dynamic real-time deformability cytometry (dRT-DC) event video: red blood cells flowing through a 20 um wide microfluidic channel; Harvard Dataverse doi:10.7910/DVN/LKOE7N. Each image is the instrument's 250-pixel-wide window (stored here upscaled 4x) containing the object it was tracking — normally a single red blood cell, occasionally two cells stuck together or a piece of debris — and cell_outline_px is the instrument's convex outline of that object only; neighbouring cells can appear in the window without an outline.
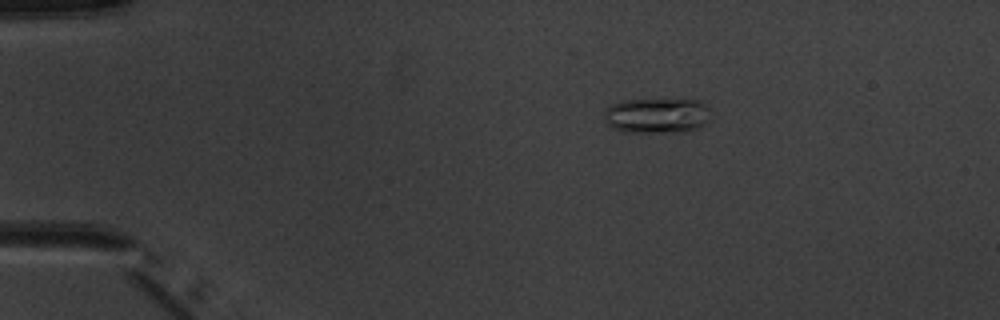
{"species": "common noctule bat (a hibernating species)", "species_latin": "Nyctalus noctula", "temperature_condition": "warm", "stored_images_in_passage": 4, "camera_frame_rate_fps": 3000, "um_per_image_px": 0.085, "animal": {"sex": "male", "body_mass_g": 20.1, "forearm_length_mm": 53.5}, "frame": {"image": 1, "passage_image": 3, "time_ms": 2.667, "image_size_px": [1000, 320], "cell_outline_px": [[708, 120], [704, 124], [688, 132], [628, 132], [612, 128], [604, 120], [604, 112], [612, 104], [620, 100], [688, 96], [700, 100], [708, 108]], "centroid_in_image_um": [55.87, 9.76], "position_along_channel_um": 29.1, "area_um2": 22.95}}